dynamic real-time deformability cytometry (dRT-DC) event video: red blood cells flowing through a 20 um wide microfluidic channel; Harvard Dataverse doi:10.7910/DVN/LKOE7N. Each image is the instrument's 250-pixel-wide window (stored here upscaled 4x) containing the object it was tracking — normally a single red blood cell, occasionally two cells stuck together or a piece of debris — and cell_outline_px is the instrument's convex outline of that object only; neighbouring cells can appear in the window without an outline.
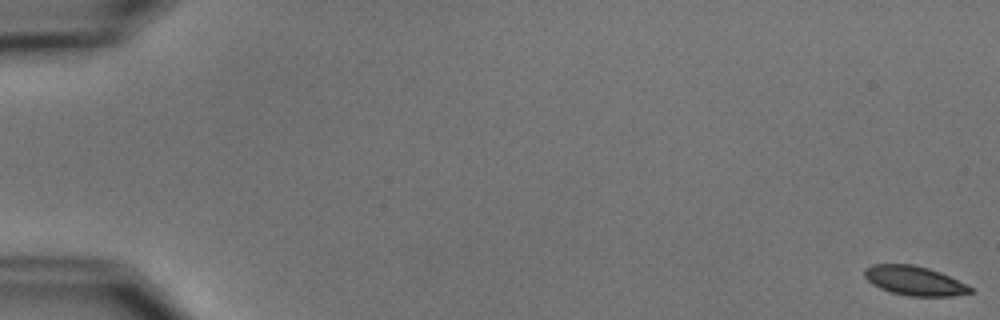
{"species": "common noctule bat (a hibernating species)", "species_latin": "Nyctalus noctula", "temperature_condition": "cold", "stored_images_in_passage": 6, "camera_frame_rate_fps": 3000, "um_per_image_px": 0.085, "animal": {"sex": "male", "body_mass_g": 15.6}, "frame": {"image": 1, "passage_image": 1, "time_ms": 0.0, "image_size_px": [1000, 320], "cell_outline_px": [[972, 292], [952, 296], [908, 296], [892, 292], [880, 288], [872, 284], [864, 276], [864, 268], [872, 264], [912, 264], [928, 268], [940, 272], [972, 288]], "centroid_in_image_um": [77.67, 23.85], "position_along_channel_um": 7.3, "area_um2": 17.86}}
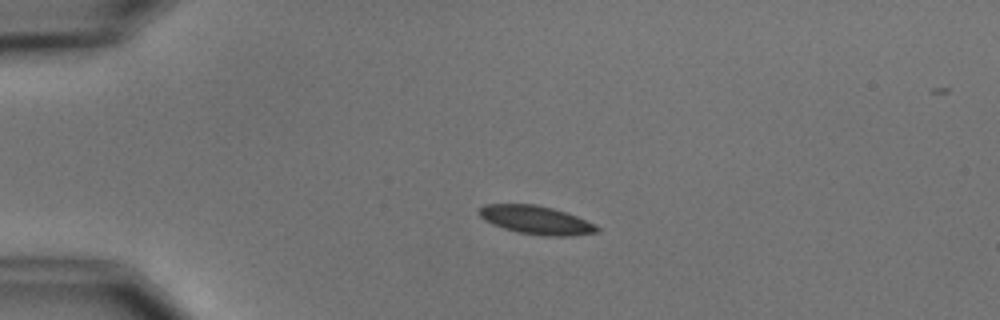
{"frame": {"image": 2, "passage_image": 5, "time_ms": 4.333, "image_size_px": [1000, 320], "cell_outline_px": [[600, 232], [572, 236], [544, 236], [516, 232], [492, 224], [484, 220], [480, 216], [480, 208], [484, 204], [536, 204], [552, 208], [576, 216], [596, 224], [600, 228]], "centroid_in_image_um": [45.6, 18.71], "position_along_channel_um": 39.4, "area_um2": 19.59}}